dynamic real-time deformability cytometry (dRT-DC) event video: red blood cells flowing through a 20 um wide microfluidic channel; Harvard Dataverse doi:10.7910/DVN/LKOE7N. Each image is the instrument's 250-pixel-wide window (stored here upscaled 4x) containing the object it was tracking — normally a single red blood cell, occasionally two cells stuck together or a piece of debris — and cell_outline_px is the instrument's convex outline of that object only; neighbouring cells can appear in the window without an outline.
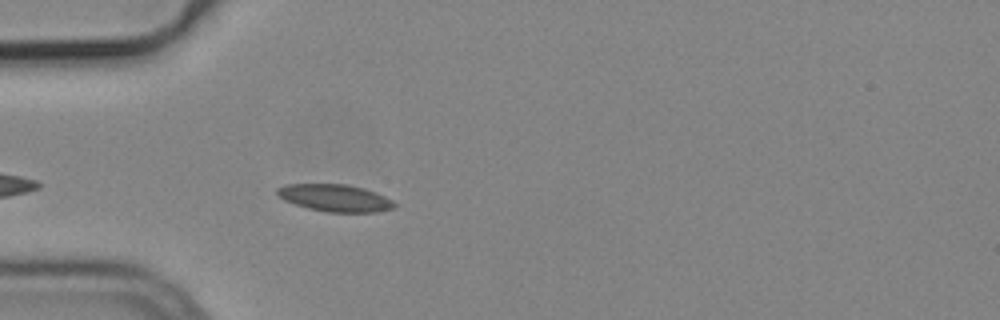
{"species": "common noctule bat (a hibernating species)", "species_latin": "Nyctalus noctula", "temperature_condition": "cold", "stored_images_in_passage": 42, "camera_frame_rate_fps": 3000, "um_per_image_px": 0.085, "animal": {"sex": "male", "body_mass_g": 19.2, "forearm_length_mm": 51.8}, "frame": {"image": 1, "passage_image": 6, "time_ms": 1.667, "image_size_px": [1000, 320], "cell_outline_px": [[396, 208], [376, 212], [328, 212], [308, 208], [284, 200], [276, 192], [276, 188], [284, 184], [344, 184], [364, 188], [376, 192], [392, 200], [396, 204]], "centroid_in_image_um": [28.49, 16.82], "position_along_channel_um": 56.5, "area_um2": 18.55}}
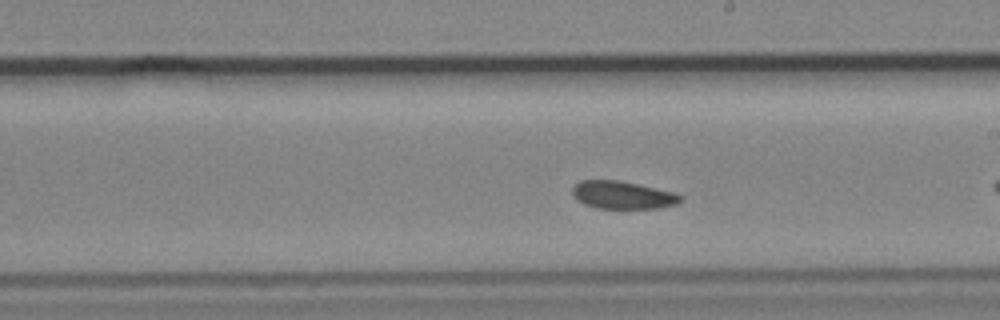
{"frame": {"image": 2, "passage_image": 18, "time_ms": 5.667, "image_size_px": [1000, 320], "cell_outline_px": [[684, 200], [676, 204], [656, 208], [596, 208], [584, 204], [576, 200], [572, 192], [572, 188], [580, 180], [620, 180], [672, 192], [684, 196]], "centroid_in_image_um": [52.91, 16.58], "position_along_channel_um": 236.1, "area_um2": 17.46}}
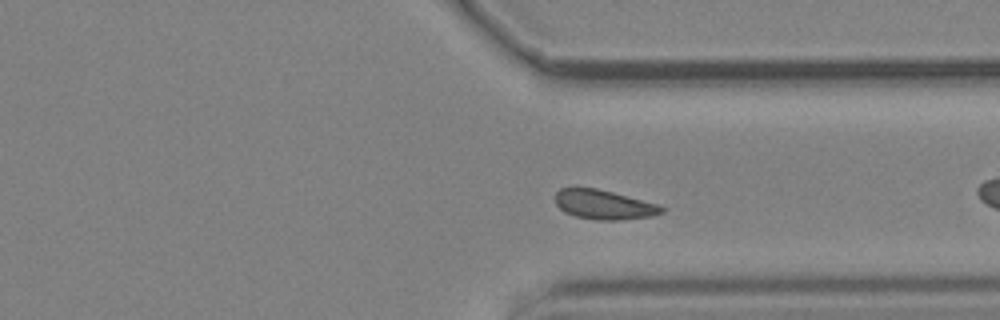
{"frame": {"image": 3, "passage_image": 28, "time_ms": 9.0, "image_size_px": [1000, 320], "cell_outline_px": [[664, 212], [652, 216], [620, 220], [596, 220], [576, 216], [564, 212], [556, 204], [556, 192], [560, 188], [572, 184], [596, 188], [660, 204], [664, 208]], "centroid_in_image_um": [51.29, 17.36], "position_along_channel_um": 360.1, "area_um2": 18.73}}